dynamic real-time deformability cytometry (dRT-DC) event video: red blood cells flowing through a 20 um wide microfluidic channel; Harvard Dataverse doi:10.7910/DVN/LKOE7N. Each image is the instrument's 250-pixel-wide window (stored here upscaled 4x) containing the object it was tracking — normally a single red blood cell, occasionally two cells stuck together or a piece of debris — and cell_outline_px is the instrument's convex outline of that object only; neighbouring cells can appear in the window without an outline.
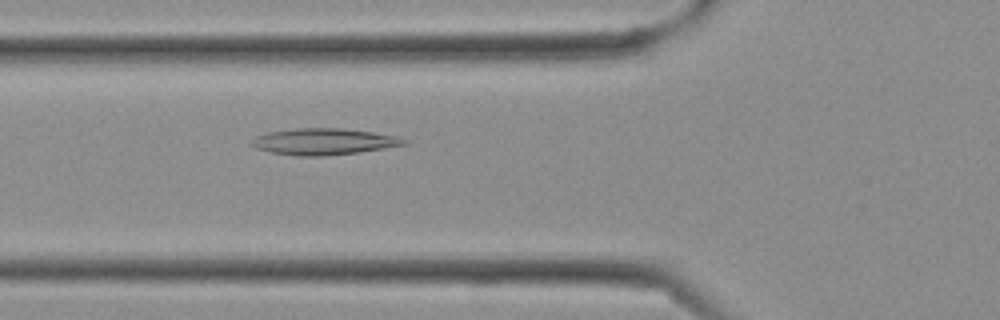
{"species": "Egyptian fruit bat (a non-hibernating species)", "species_latin": "Rousettus aegyptiacus", "temperature_condition": "cold", "stored_images_in_passage": 10, "camera_frame_rate_fps": 3000, "um_per_image_px": 0.085, "frame": {"image": 1, "passage_image": 10, "time_ms": 3.0, "image_size_px": [1000, 320], "cell_outline_px": [[408, 144], [384, 148], [356, 152], [324, 156], [296, 156], [272, 152], [256, 148], [252, 144], [252, 140], [256, 136], [268, 132], [292, 128], [344, 128], [400, 136], [408, 140]], "centroid_in_image_um": [27.55, 12.02], "position_along_channel_um": 98.2, "area_um2": 23.47}}